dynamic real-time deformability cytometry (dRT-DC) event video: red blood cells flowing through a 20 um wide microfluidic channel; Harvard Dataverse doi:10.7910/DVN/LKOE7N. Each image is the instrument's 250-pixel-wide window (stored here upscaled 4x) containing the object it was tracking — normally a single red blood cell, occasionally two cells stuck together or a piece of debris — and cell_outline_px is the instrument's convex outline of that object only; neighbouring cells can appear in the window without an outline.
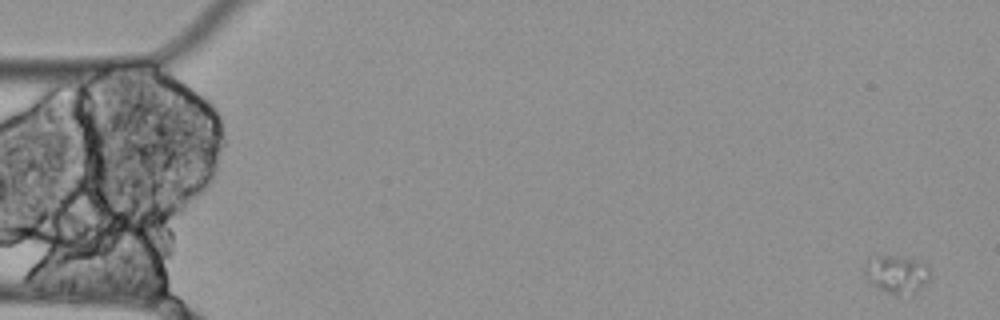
{"species": "Egyptian fruit bat (a non-hibernating species)", "species_latin": "Rousettus aegyptiacus", "temperature_condition": "cold", "stored_images_in_passage": 5, "camera_frame_rate_fps": 3000, "um_per_image_px": 0.085, "animal": {"sex": "female"}, "frame": {"image": 1, "passage_image": 1, "time_ms": 0.0, "image_size_px": [1000, 320], "cell_outline_px": [[932, 276], [912, 296], [896, 296], [884, 292], [872, 284], [864, 276], [864, 268], [868, 260], [880, 256], [892, 256], [916, 260], [924, 264], [928, 268]], "centroid_in_image_um": [76.23, 23.37], "position_along_channel_um": 8.8, "area_um2": 14.57}}